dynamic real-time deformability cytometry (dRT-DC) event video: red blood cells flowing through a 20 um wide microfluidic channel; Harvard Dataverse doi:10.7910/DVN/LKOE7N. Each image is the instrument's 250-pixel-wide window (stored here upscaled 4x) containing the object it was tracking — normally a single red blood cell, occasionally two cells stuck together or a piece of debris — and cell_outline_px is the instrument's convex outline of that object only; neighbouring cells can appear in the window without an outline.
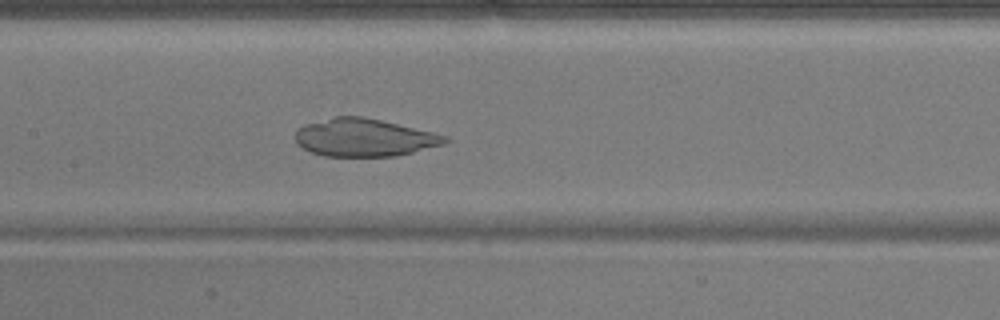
{"species": "common noctule bat (a hibernating species)", "species_latin": "Nyctalus noctula", "temperature_condition": "warm", "stored_images_in_passage": 51, "camera_frame_rate_fps": 3000, "um_per_image_px": 0.085, "animal": {"sex": "male", "body_mass_g": 17.9}, "frame": {"image": 1, "passage_image": 24, "time_ms": 7.667, "image_size_px": [1000, 320], "cell_outline_px": [[452, 140], [444, 144], [396, 156], [324, 156], [312, 152], [296, 144], [296, 132], [304, 124], [332, 116], [364, 116], [432, 132], [448, 136]], "centroid_in_image_um": [30.96, 11.68], "position_along_channel_um": 176.4, "area_um2": 32.95}}
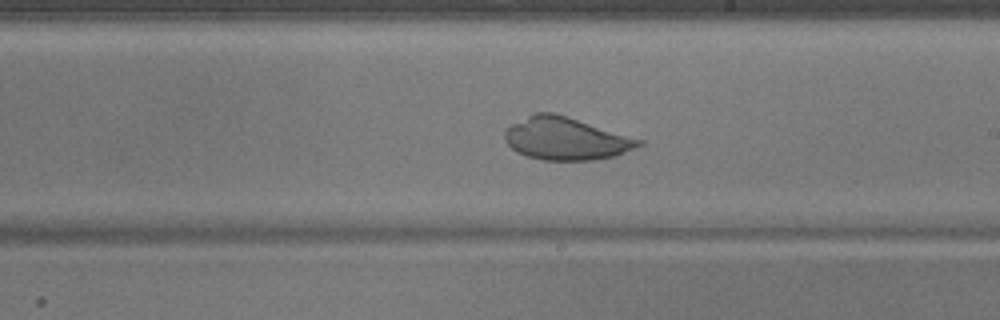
{"frame": {"image": 2, "passage_image": 29, "time_ms": 9.333, "image_size_px": [1000, 320], "cell_outline_px": [[644, 144], [636, 148], [616, 156], [592, 160], [544, 160], [528, 156], [516, 152], [504, 140], [504, 132], [512, 124], [532, 112], [556, 112], [644, 140]], "centroid_in_image_um": [48.12, 11.77], "position_along_channel_um": 240.9, "area_um2": 33.58}}
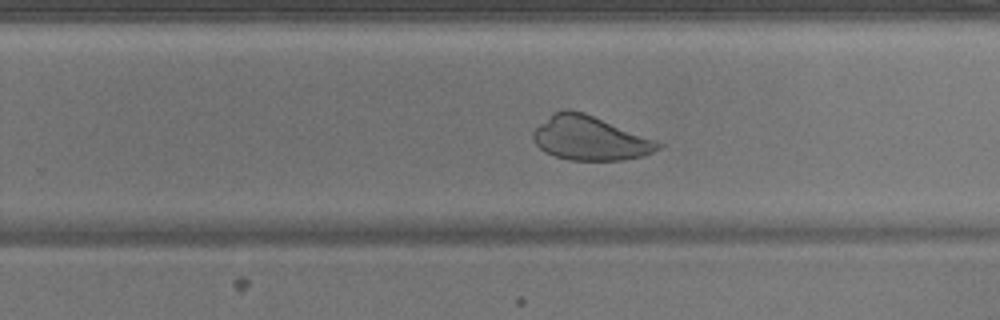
{"frame": {"image": 3, "passage_image": 32, "time_ms": 10.333, "image_size_px": [1000, 320], "cell_outline_px": [[664, 144], [660, 148], [644, 156], [624, 160], [568, 160], [544, 152], [532, 140], [532, 132], [540, 124], [560, 108], [568, 108], [584, 112]], "centroid_in_image_um": [50.11, 11.75], "position_along_channel_um": 279.7, "area_um2": 31.96}}